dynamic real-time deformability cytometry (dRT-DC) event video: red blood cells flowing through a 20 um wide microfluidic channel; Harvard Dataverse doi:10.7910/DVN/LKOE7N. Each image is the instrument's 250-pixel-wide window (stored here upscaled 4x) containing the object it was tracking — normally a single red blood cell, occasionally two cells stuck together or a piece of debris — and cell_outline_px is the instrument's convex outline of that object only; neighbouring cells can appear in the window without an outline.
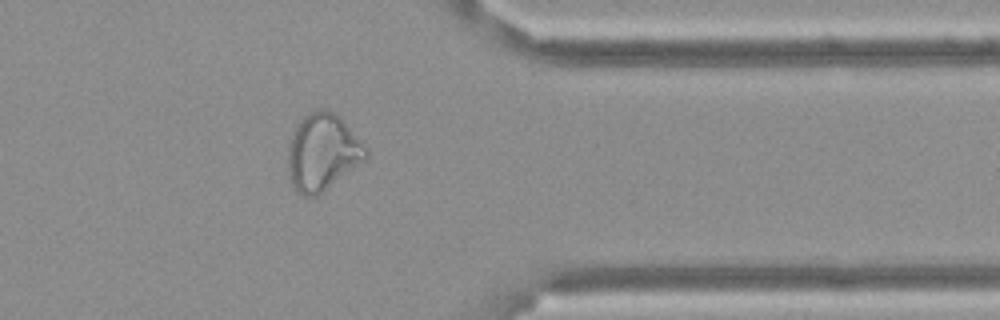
{"species": "Egyptian fruit bat (a non-hibernating species)", "species_latin": "Rousettus aegyptiacus", "temperature_condition": "cold", "stored_images_in_passage": 13, "camera_frame_rate_fps": 3000, "um_per_image_px": 0.085, "frame": {"image": 1, "passage_image": 13, "time_ms": 4.0, "image_size_px": [1000, 320], "cell_outline_px": [[368, 156], [364, 160], [320, 196], [304, 196], [296, 192], [292, 184], [288, 172], [288, 144], [292, 132], [296, 124], [308, 112], [316, 108], [324, 108], [340, 116], [344, 120], [368, 148]], "centroid_in_image_um": [27.41, 12.93], "position_along_channel_um": 384.0, "area_um2": 35.49}}